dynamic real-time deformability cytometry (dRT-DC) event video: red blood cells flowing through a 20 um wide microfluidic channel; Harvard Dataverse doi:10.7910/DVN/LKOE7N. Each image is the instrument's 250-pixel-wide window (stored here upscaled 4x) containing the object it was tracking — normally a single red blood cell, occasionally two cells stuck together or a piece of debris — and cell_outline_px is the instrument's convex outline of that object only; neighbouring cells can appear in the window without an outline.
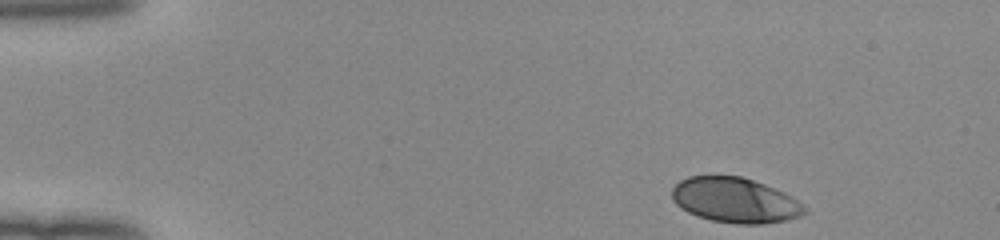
{"species": "human", "species_latin": "Homo sapiens", "temperature_condition": "room temperature", "stored_images_in_passage": 46, "camera_frame_rate_fps": 3000, "um_per_image_px": 0.085, "donor": {"sex": "female"}, "frame": {"image": 1, "passage_image": 1, "time_ms": 0.0, "image_size_px": [1000, 240], "cell_outline_px": [[808, 212], [800, 216], [788, 220], [764, 224], [736, 224], [712, 220], [696, 216], [680, 208], [672, 200], [672, 188], [680, 180], [688, 176], [740, 176], [764, 184], [784, 192], [792, 196], [808, 208]], "centroid_in_image_um": [62.5, 17.03], "position_along_channel_um": 22.5, "area_um2": 35.08}}
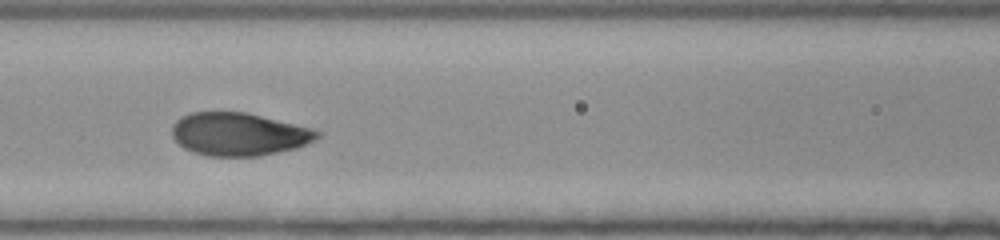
{"frame": {"image": 2, "passage_image": 18, "time_ms": 5.667, "image_size_px": [1000, 240], "cell_outline_px": [[320, 136], [316, 140], [296, 148], [260, 156], [208, 156], [192, 152], [184, 148], [172, 136], [172, 124], [180, 116], [188, 112], [248, 112], [312, 128], [320, 132]], "centroid_in_image_um": [20.29, 11.4], "position_along_channel_um": 146.3, "area_um2": 36.65}}
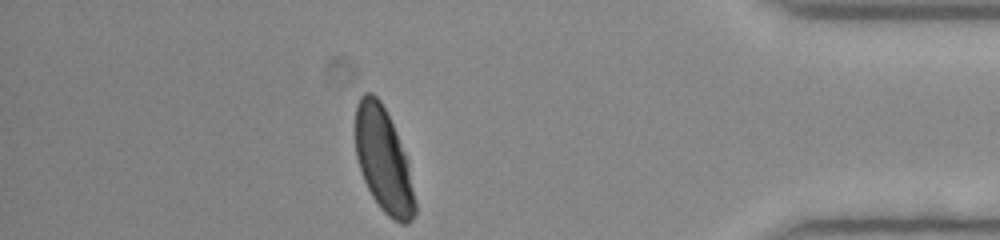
{"frame": {"image": 3, "passage_image": 40, "time_ms": 13.0, "image_size_px": [1000, 240], "cell_outline_px": [[416, 212], [412, 220], [408, 224], [400, 224], [392, 220], [380, 208], [372, 196], [364, 180], [356, 156], [356, 104], [360, 96], [364, 92], [372, 92], [380, 100], [396, 132], [408, 160], [416, 204]], "centroid_in_image_um": [32.61, 13.65], "position_along_channel_um": 402.6, "area_um2": 36.18}, "authors_computed_cell_mechanics": {"area_um2": 36.5585, "velocity_mm_per_s": 3.9712, "shape_relaxation_time_tau1_ms": 2.981, "shape_relaxation_time_tau2_ms": null, "deformation_change_tau1": 0.1695, "deformation_change_tau2": null}}